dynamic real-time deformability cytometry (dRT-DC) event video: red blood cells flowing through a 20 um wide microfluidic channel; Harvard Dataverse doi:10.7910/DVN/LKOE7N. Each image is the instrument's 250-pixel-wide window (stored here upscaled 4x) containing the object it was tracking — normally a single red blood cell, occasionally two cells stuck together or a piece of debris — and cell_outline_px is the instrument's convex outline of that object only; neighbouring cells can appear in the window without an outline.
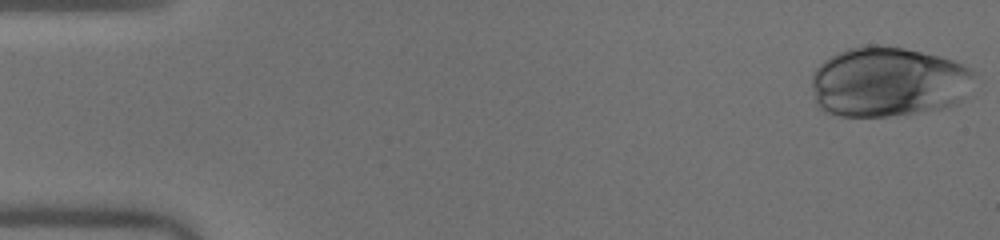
{"species": "human", "species_latin": "Homo sapiens", "temperature_condition": "warm", "stored_images_in_passage": 41, "camera_frame_rate_fps": 3000, "um_per_image_px": 0.085, "donor": {"sex": "male"}, "frame": {"image": 1, "passage_image": 1, "time_ms": 0.0, "image_size_px": [1000, 240], "cell_outline_px": [[976, 72], [964, 96], [956, 104], [944, 108], [924, 112], [888, 116], [840, 116], [824, 112], [816, 104], [812, 88], [812, 72], [824, 60], [836, 52], [848, 48], [868, 44], [880, 44], [904, 48], [940, 56], [964, 64], [972, 68]], "centroid_in_image_um": [75.48, 6.95], "position_along_channel_um": 9.5, "area_um2": 67.11}}
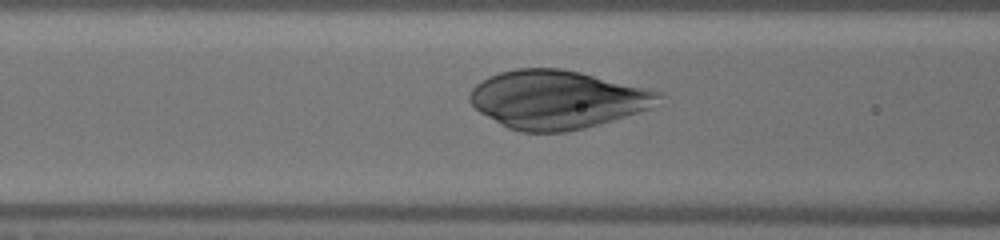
{"frame": {"image": 2, "passage_image": 20, "time_ms": 6.333, "image_size_px": [1000, 240], "cell_outline_px": [[664, 92], [648, 108], [640, 112], [584, 128], [564, 132], [520, 132], [508, 128], [500, 124], [480, 112], [468, 100], [468, 96], [472, 88], [476, 84], [488, 76], [500, 72], [516, 68], [560, 68], [580, 72], [648, 88]], "centroid_in_image_um": [47.31, 8.45], "position_along_channel_um": 119.3, "area_um2": 63.98}}
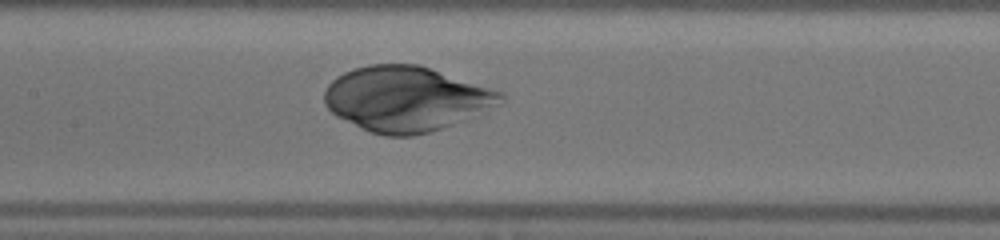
{"frame": {"image": 3, "passage_image": 24, "time_ms": 7.667, "image_size_px": [1000, 240], "cell_outline_px": [[504, 100], [500, 104], [464, 120], [428, 132], [412, 136], [384, 136], [372, 132], [336, 116], [324, 104], [324, 92], [328, 84], [336, 76], [352, 68], [368, 64], [420, 64], [504, 92]], "centroid_in_image_um": [34.51, 8.38], "position_along_channel_um": 172.9, "area_um2": 66.76}}